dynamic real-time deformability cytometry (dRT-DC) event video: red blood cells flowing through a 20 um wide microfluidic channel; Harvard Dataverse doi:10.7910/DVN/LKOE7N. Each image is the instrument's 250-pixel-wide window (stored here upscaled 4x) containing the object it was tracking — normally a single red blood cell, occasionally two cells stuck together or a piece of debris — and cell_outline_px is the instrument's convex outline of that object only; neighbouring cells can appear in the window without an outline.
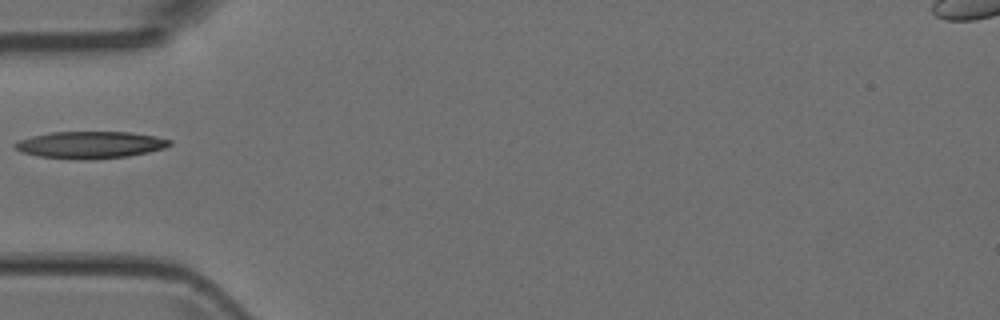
{"species": "Egyptian fruit bat (a non-hibernating species)", "species_latin": "Rousettus aegyptiacus", "temperature_condition": "room temperature", "stored_images_in_passage": 2, "camera_frame_rate_fps": 3000, "um_per_image_px": 0.085, "animal": {"sex": "female"}, "frame": {"image": 1, "passage_image": 1, "time_ms": 0.0, "image_size_px": [1000, 320], "cell_outline_px": [[172, 144], [164, 148], [148, 152], [128, 156], [40, 156], [20, 152], [12, 148], [12, 144], [20, 140], [32, 136], [52, 132], [128, 132], [156, 136], [172, 140]], "centroid_in_image_um": [7.69, 12.25], "position_along_channel_um": 77.3, "area_um2": 23.06}}
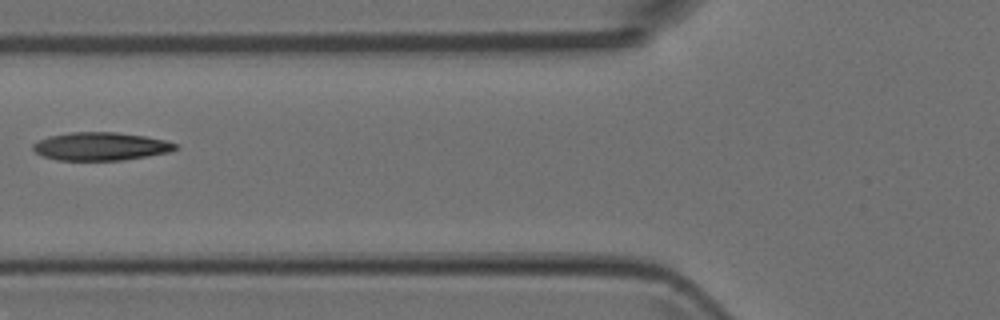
{"frame": {"image": 2, "passage_image": 2, "time_ms": 0.333, "image_size_px": [1000, 320], "cell_outline_px": [[180, 148], [168, 152], [120, 160], [56, 160], [44, 156], [36, 152], [32, 148], [32, 144], [48, 136], [72, 132], [116, 132], [144, 136], [164, 140], [176, 144]], "centroid_in_image_um": [8.54, 12.43], "position_along_channel_um": 117.3, "area_um2": 23.06}}